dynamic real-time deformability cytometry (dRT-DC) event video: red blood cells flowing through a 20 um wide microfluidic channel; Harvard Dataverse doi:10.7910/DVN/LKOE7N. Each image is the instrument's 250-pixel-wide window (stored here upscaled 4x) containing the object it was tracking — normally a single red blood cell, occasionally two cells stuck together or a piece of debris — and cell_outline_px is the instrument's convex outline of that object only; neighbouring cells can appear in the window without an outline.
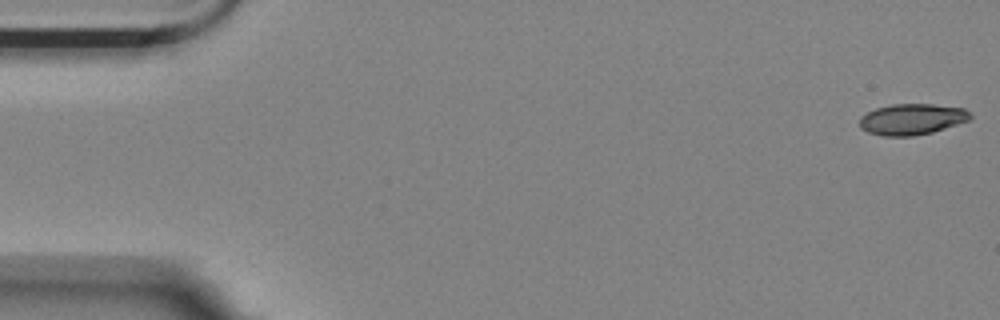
{"species": "Egyptian fruit bat (a non-hibernating species)", "species_latin": "Rousettus aegyptiacus", "temperature_condition": "room temperature", "stored_images_in_passage": 7, "camera_frame_rate_fps": 3000, "um_per_image_px": 0.085, "animal": {"sex": "female"}, "frame": {"image": 1, "passage_image": 1, "time_ms": 0.0, "image_size_px": [1000, 320], "cell_outline_px": [[972, 116], [968, 120], [932, 132], [912, 136], [884, 136], [868, 132], [860, 128], [860, 116], [876, 108], [892, 104], [932, 104], [964, 108]], "centroid_in_image_um": [77.48, 10.13], "position_along_channel_um": 7.5, "area_um2": 19.83}}